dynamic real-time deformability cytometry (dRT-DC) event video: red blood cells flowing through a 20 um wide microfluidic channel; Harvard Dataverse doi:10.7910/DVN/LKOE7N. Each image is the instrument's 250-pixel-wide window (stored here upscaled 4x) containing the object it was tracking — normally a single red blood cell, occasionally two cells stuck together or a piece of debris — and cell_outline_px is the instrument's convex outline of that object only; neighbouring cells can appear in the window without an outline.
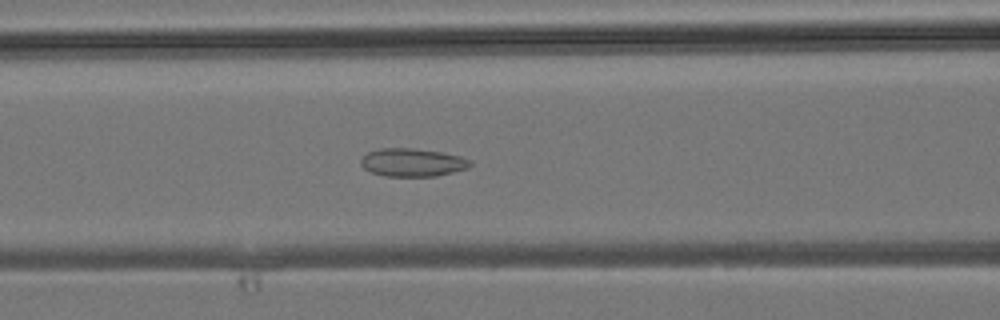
{"species": "common noctule bat (a hibernating species)", "species_latin": "Nyctalus noctula", "temperature_condition": "room temperature", "stored_images_in_passage": 20, "camera_frame_rate_fps": 3000, "um_per_image_px": 0.085, "animal": {"sex": "male", "body_mass_g": 19.2, "forearm_length_mm": 51.8}, "frame": {"image": 1, "passage_image": 14, "time_ms": 4.333, "image_size_px": [1000, 320], "cell_outline_px": [[472, 164], [468, 168], [436, 176], [384, 176], [372, 172], [364, 168], [360, 164], [360, 160], [368, 152], [380, 148], [412, 148], [440, 152], [460, 156], [472, 160]], "centroid_in_image_um": [35.06, 13.81], "position_along_channel_um": 131.5, "area_um2": 17.86}}
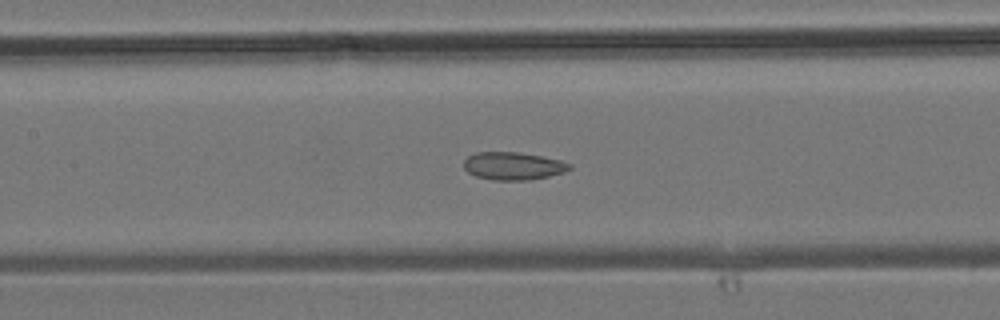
{"frame": {"image": 2, "passage_image": 16, "time_ms": 5.0, "image_size_px": [1000, 320], "cell_outline_px": [[572, 168], [564, 172], [532, 180], [492, 180], [476, 176], [468, 172], [464, 168], [464, 160], [468, 156], [476, 152], [520, 152], [560, 160], [572, 164]], "centroid_in_image_um": [43.62, 14.11], "position_along_channel_um": 163.8, "area_um2": 17.17}}
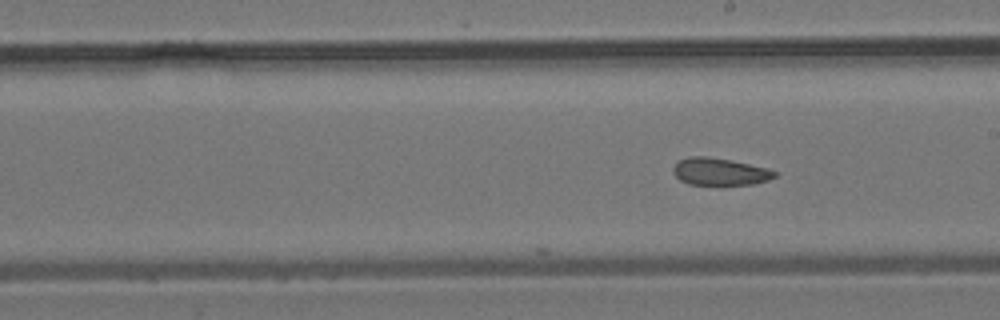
{"frame": {"image": 3, "passage_image": 20, "time_ms": 6.333, "image_size_px": [1000, 320], "cell_outline_px": [[776, 176], [768, 180], [752, 184], [720, 188], [688, 184], [680, 180], [672, 172], [672, 168], [680, 160], [688, 156], [708, 156], [732, 160], [768, 168], [776, 172]], "centroid_in_image_um": [61.17, 14.64], "position_along_channel_um": 227.8, "area_um2": 16.99}}